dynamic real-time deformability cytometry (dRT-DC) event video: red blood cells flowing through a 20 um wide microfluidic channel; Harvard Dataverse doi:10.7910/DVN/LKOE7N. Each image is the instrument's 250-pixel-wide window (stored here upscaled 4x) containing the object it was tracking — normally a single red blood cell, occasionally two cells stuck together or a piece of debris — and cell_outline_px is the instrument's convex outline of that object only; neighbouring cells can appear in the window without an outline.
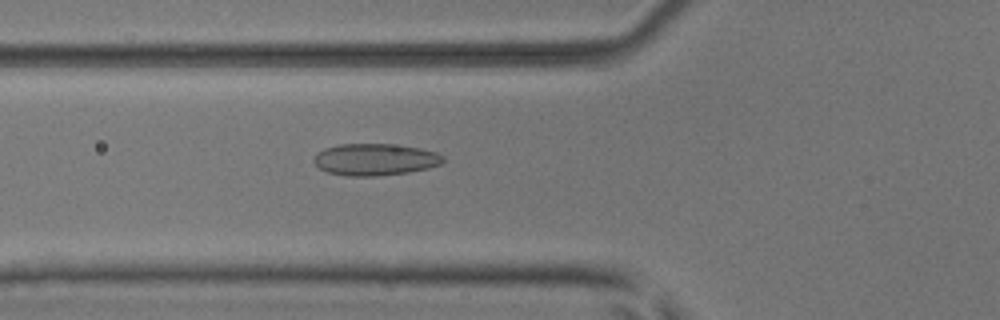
{"species": "common noctule bat (a hibernating species)", "species_latin": "Nyctalus noctula", "temperature_condition": "room temperature", "stored_images_in_passage": 45, "camera_frame_rate_fps": 3000, "um_per_image_px": 0.085, "animal": {"sex": "male", "body_mass_g": 17.9, "forearm_length_mm": 54.2}, "frame": {"image": 1, "passage_image": 16, "time_ms": 5.0, "image_size_px": [1000, 320], "cell_outline_px": [[444, 160], [440, 164], [428, 168], [408, 172], [376, 176], [348, 176], [328, 172], [320, 168], [312, 160], [324, 148], [340, 144], [392, 144], [420, 148], [436, 152], [444, 156]], "centroid_in_image_um": [31.9, 13.55], "position_along_channel_um": 93.9, "area_um2": 23.81}}
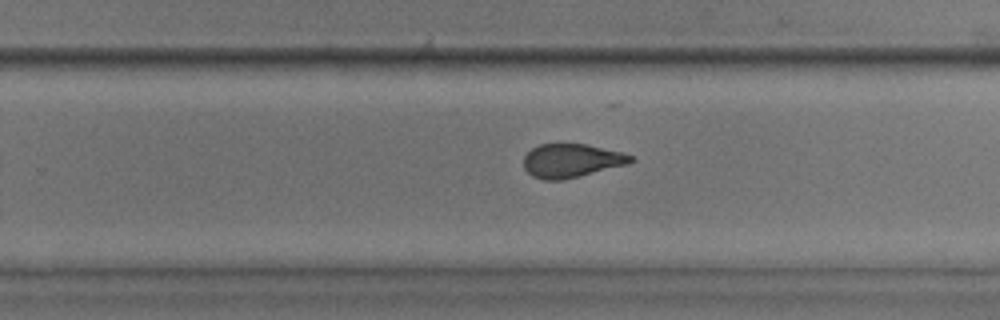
{"frame": {"image": 2, "passage_image": 30, "time_ms": 9.667, "image_size_px": [1000, 320], "cell_outline_px": [[636, 160], [628, 164], [564, 180], [544, 180], [532, 176], [524, 168], [524, 156], [532, 148], [540, 144], [588, 144], [620, 152], [632, 156]], "centroid_in_image_um": [48.57, 13.66], "position_along_channel_um": 281.2, "area_um2": 20.98}}
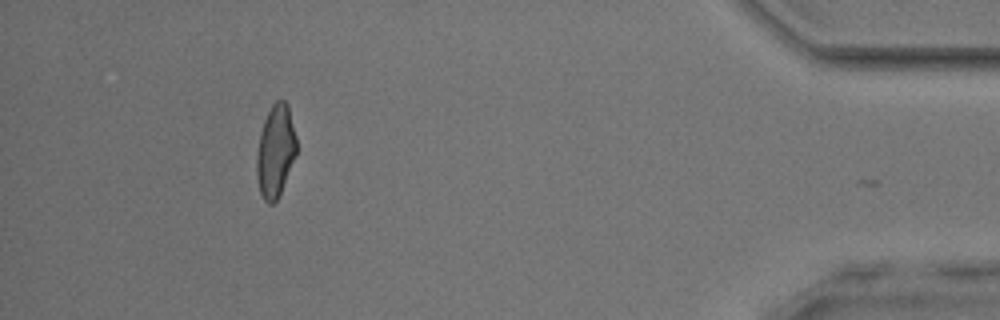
{"frame": {"image": 3, "passage_image": 44, "time_ms": 14.333, "image_size_px": [1000, 320], "cell_outline_px": [[296, 156], [280, 192], [276, 200], [272, 204], [268, 204], [264, 200], [260, 192], [256, 172], [256, 156], [260, 132], [264, 120], [272, 104], [276, 100], [284, 100], [288, 104], [296, 136]], "centroid_in_image_um": [23.41, 12.82], "position_along_channel_um": 411.8, "area_um2": 21.39}, "authors_computed_cell_mechanics": {"area_um2": 22.3108, "velocity_mm_per_s": 4.0309, "shape_relaxation_time_tau1_ms": null, "shape_relaxation_time_tau2_ms": 1.4366, "deformation_change_tau1": null, "deformation_change_tau2": 0.0754}}